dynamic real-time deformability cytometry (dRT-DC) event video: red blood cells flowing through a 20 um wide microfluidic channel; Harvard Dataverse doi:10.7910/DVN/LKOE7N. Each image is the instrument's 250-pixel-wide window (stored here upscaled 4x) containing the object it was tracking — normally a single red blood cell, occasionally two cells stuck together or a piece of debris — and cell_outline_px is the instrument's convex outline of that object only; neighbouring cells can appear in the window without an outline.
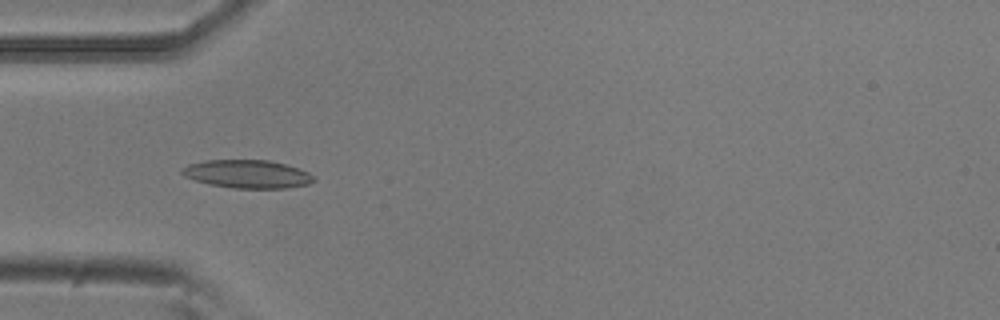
{"species": "common noctule bat (a hibernating species)", "species_latin": "Nyctalus noctula", "temperature_condition": "room temperature", "stored_images_in_passage": 52, "camera_frame_rate_fps": 3000, "um_per_image_px": 0.085, "animal": {"sex": "male", "body_mass_g": 20.5, "forearm_length_mm": 52.5}, "frame": {"image": 1, "passage_image": 16, "time_ms": 5.0, "image_size_px": [1000, 320], "cell_outline_px": [[316, 180], [308, 184], [288, 188], [232, 188], [208, 184], [184, 176], [180, 172], [180, 168], [188, 164], [204, 160], [268, 160], [284, 164], [308, 172]], "centroid_in_image_um": [20.98, 14.79], "position_along_channel_um": 64.0, "area_um2": 21.62}}
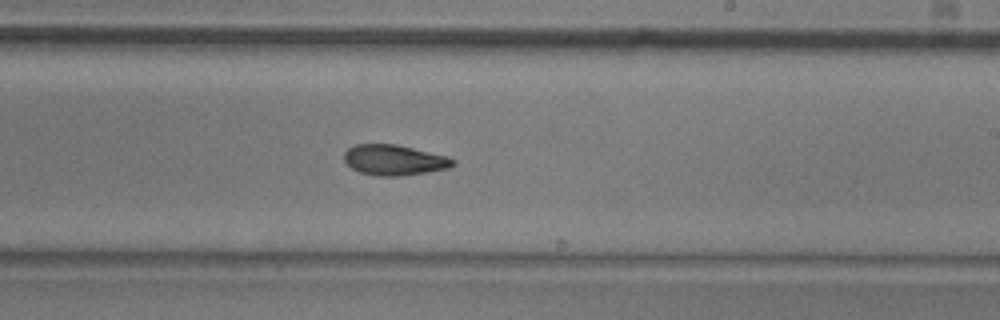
{"frame": {"image": 2, "passage_image": 31, "time_ms": 10.0, "image_size_px": [1000, 320], "cell_outline_px": [[456, 164], [448, 168], [428, 172], [400, 176], [376, 176], [360, 172], [352, 168], [344, 160], [344, 152], [348, 148], [356, 144], [396, 144], [448, 156], [456, 160]], "centroid_in_image_um": [33.53, 13.6], "position_along_channel_um": 255.5, "area_um2": 19.42}}
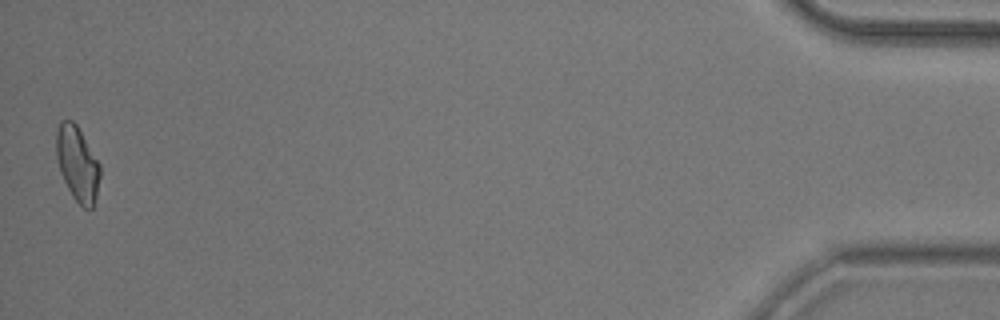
{"frame": {"image": 3, "passage_image": 52, "time_ms": 17.0, "image_size_px": [1000, 320], "cell_outline_px": [[100, 176], [96, 196], [92, 208], [84, 208], [72, 196], [60, 172], [56, 156], [56, 132], [60, 120], [72, 120], [76, 124], [100, 164]], "centroid_in_image_um": [6.57, 13.9], "position_along_channel_um": 428.6, "area_um2": 18.9}, "authors_computed_cell_mechanics": {"area_um2": 19.5942, "velocity_mm_per_s": 3.826, "shape_relaxation_time_tau1_ms": null, "shape_relaxation_time_tau2_ms": 4.019, "deformation_change_tau1": null, "deformation_change_tau2": 0.1084}}